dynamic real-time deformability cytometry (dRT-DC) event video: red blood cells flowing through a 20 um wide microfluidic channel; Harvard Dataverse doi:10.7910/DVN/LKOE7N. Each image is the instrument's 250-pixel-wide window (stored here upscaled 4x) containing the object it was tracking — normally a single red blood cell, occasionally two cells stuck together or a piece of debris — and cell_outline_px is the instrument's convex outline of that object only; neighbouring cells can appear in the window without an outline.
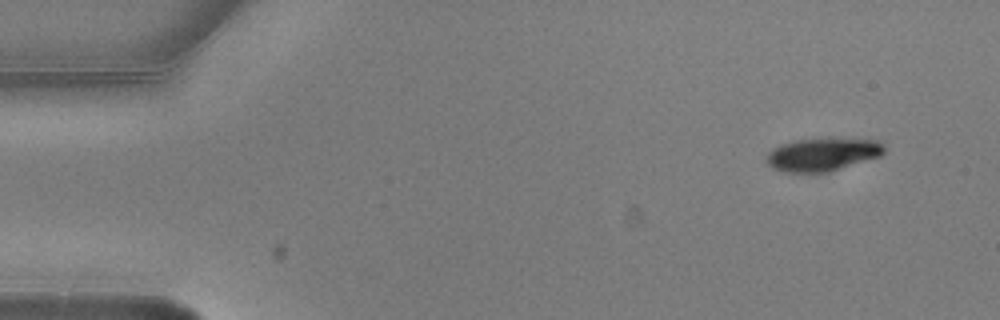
{"species": "common noctule bat (a hibernating species)", "species_latin": "Nyctalus noctula", "temperature_condition": "warm", "stored_images_in_passage": 4, "camera_frame_rate_fps": 3000, "um_per_image_px": 0.085, "animal": {"sex": "male", "body_mass_g": 20.5, "forearm_length_mm": 52.5}, "frame": {"image": 1, "passage_image": 1, "time_ms": 0.0, "image_size_px": [1000, 320], "cell_outline_px": [[884, 152], [880, 156], [828, 172], [784, 172], [772, 168], [764, 160], [764, 156], [772, 148], [780, 144], [796, 140], [828, 136], [880, 140], [884, 144]], "centroid_in_image_um": [69.9, 13.08], "position_along_channel_um": 15.1, "area_um2": 23.47}}
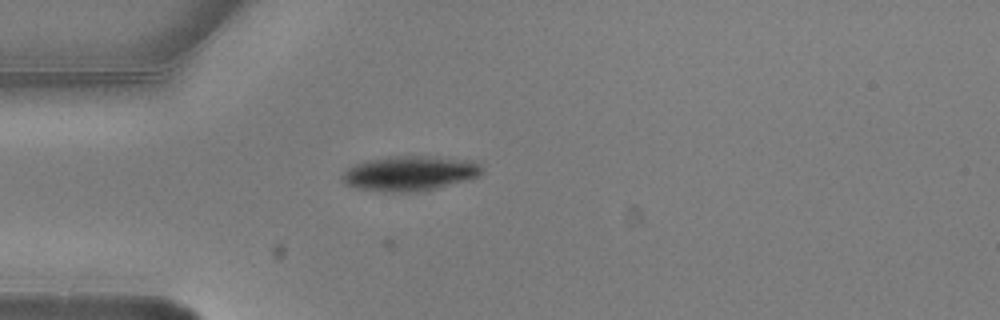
{"frame": {"image": 2, "passage_image": 4, "time_ms": 1.0, "image_size_px": [1000, 320], "cell_outline_px": [[484, 172], [480, 176], [472, 180], [436, 188], [412, 192], [380, 192], [356, 188], [344, 184], [340, 180], [340, 176], [348, 168], [364, 160], [388, 156], [432, 156], [476, 160], [484, 168]], "centroid_in_image_um": [34.87, 14.73], "position_along_channel_um": 50.1, "area_um2": 29.25}}